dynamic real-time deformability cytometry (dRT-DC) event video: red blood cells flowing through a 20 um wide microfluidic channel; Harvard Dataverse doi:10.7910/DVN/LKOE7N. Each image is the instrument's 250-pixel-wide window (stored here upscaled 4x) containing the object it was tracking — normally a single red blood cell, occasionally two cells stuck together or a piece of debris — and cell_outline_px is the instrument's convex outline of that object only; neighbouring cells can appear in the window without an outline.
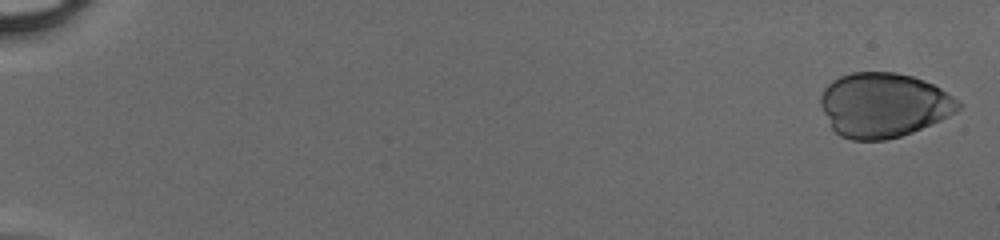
{"species": "human", "species_latin": "Homo sapiens", "temperature_condition": "cold", "stored_images_in_passage": 49, "camera_frame_rate_fps": 3000, "um_per_image_px": 0.085, "donor": {"sex": "male"}, "frame": {"image": 1, "passage_image": 1, "time_ms": 0.0, "image_size_px": [1000, 240], "cell_outline_px": [[960, 108], [956, 112], [940, 120], [912, 132], [900, 136], [884, 140], [852, 140], [840, 136], [832, 128], [820, 104], [820, 96], [824, 88], [832, 80], [840, 76], [852, 72], [896, 72], [912, 76], [924, 80], [940, 88], [952, 96], [960, 104]], "centroid_in_image_um": [75.08, 8.92], "position_along_channel_um": 9.9, "area_um2": 51.56}}
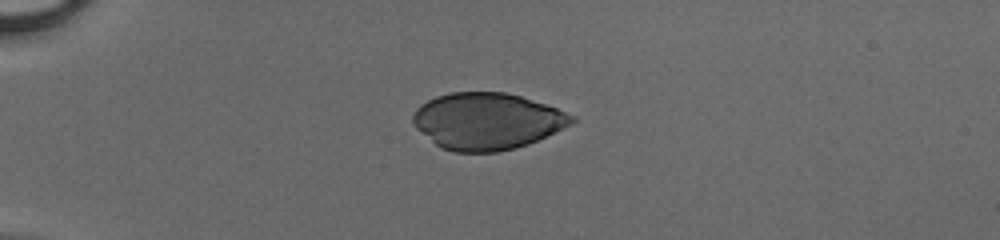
{"frame": {"image": 2, "passage_image": 14, "time_ms": 4.333, "image_size_px": [1000, 240], "cell_outline_px": [[576, 120], [572, 124], [528, 144], [516, 148], [496, 152], [456, 152], [440, 148], [416, 128], [412, 120], [412, 116], [416, 108], [420, 104], [436, 96], [452, 92], [504, 92], [520, 96], [556, 108], [576, 116]], "centroid_in_image_um": [41.38, 10.3], "position_along_channel_um": 43.6, "area_um2": 52.37}}
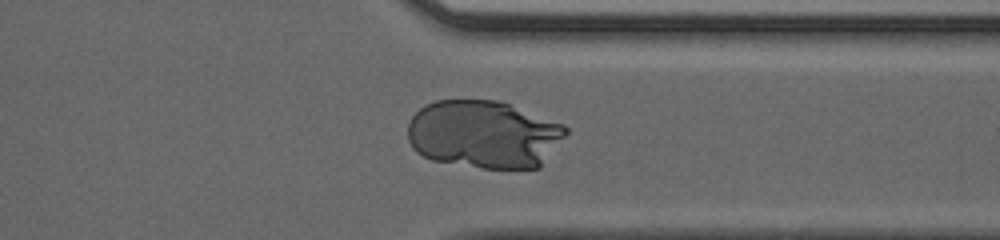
{"frame": {"image": 3, "passage_image": 40, "time_ms": 13.0, "image_size_px": [1000, 240], "cell_outline_px": [[568, 132], [540, 168], [484, 168], [432, 160], [416, 152], [412, 148], [408, 140], [408, 120], [424, 104], [436, 100], [500, 100], [564, 124], [568, 128]], "centroid_in_image_um": [41.12, 11.4], "position_along_channel_um": 370.3, "area_um2": 63.0}}